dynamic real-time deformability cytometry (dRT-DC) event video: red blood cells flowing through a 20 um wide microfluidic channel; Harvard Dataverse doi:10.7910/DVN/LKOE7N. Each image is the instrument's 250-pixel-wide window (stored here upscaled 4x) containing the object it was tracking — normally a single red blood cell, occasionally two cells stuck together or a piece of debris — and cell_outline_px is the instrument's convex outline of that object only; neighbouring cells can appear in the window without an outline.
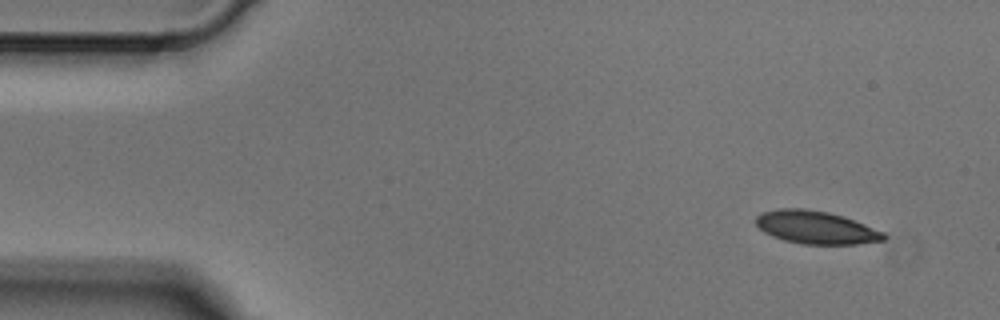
{"species": "Egyptian fruit bat (a non-hibernating species)", "species_latin": "Rousettus aegyptiacus", "temperature_condition": "cold", "stored_images_in_passage": 4, "camera_frame_rate_fps": 3000, "um_per_image_px": 0.085, "animal": {"sex": "male"}, "frame": {"image": 1, "passage_image": 1, "time_ms": 0.0, "image_size_px": [1000, 320], "cell_outline_px": [[888, 236], [884, 240], [856, 244], [800, 244], [784, 240], [772, 236], [764, 232], [756, 224], [756, 216], [764, 212], [780, 208], [804, 208], [828, 212], [844, 216], [884, 232]], "centroid_in_image_um": [69.36, 19.33], "position_along_channel_um": 15.6, "area_um2": 24.51}}
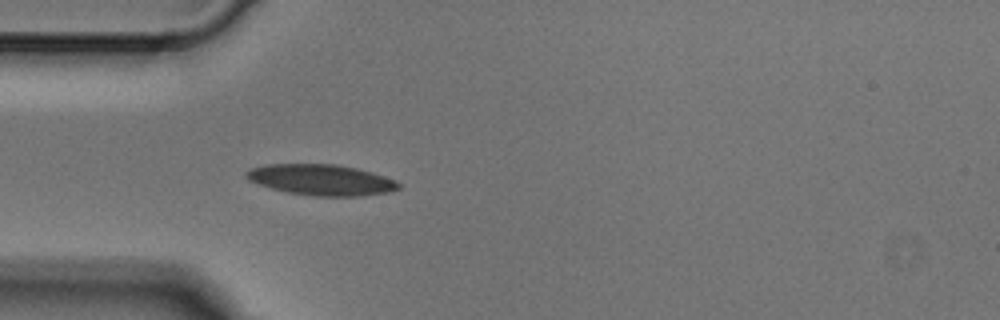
{"frame": {"image": 2, "passage_image": 4, "time_ms": 1.0, "image_size_px": [1000, 320], "cell_outline_px": [[400, 188], [388, 192], [360, 196], [316, 196], [288, 192], [272, 188], [248, 180], [244, 176], [244, 172], [252, 168], [264, 164], [336, 164], [356, 168], [372, 172], [396, 180], [400, 184]], "centroid_in_image_um": [27.3, 15.28], "position_along_channel_um": 57.7, "area_um2": 27.34}}